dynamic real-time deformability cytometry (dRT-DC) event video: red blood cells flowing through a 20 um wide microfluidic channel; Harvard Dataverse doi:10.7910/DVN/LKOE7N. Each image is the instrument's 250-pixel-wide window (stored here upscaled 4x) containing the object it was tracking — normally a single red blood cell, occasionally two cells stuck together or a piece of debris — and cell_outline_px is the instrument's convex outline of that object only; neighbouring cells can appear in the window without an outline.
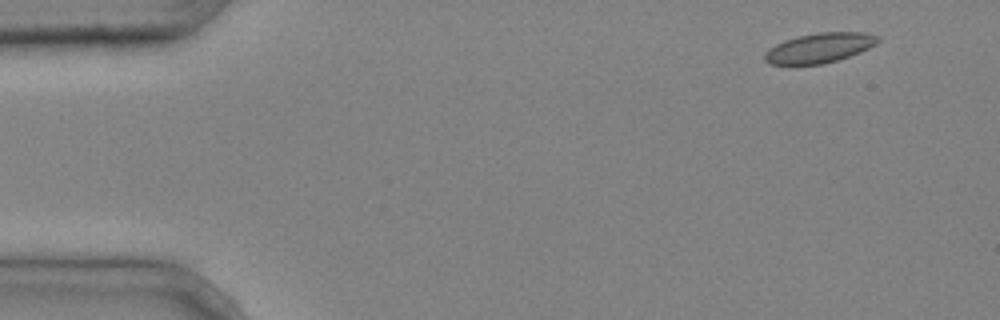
{"species": "common noctule bat (a hibernating species)", "species_latin": "Nyctalus noctula", "temperature_condition": "cold", "stored_images_in_passage": 4, "camera_frame_rate_fps": 3000, "um_per_image_px": 0.085, "animal": {"sex": "male", "body_mass_g": 20.4}, "frame": {"image": 1, "passage_image": 1, "time_ms": 0.0, "image_size_px": [1000, 320], "cell_outline_px": [[880, 40], [876, 44], [860, 52], [836, 60], [820, 64], [768, 64], [764, 60], [764, 52], [768, 48], [784, 40], [800, 36], [820, 32], [864, 32], [880, 36]], "centroid_in_image_um": [69.65, 4.06], "position_along_channel_um": 15.4, "area_um2": 19.54}}
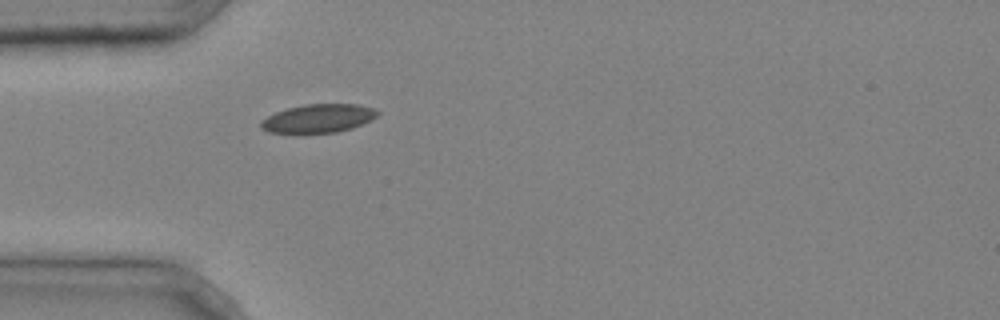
{"frame": {"image": 2, "passage_image": 4, "time_ms": 1.0, "image_size_px": [1000, 320], "cell_outline_px": [[380, 112], [372, 120], [352, 128], [336, 132], [304, 136], [292, 136], [268, 132], [260, 128], [260, 120], [276, 112], [288, 108], [304, 104], [360, 104], [372, 108]], "centroid_in_image_um": [26.98, 10.12], "position_along_channel_um": 58.0, "area_um2": 20.35}}